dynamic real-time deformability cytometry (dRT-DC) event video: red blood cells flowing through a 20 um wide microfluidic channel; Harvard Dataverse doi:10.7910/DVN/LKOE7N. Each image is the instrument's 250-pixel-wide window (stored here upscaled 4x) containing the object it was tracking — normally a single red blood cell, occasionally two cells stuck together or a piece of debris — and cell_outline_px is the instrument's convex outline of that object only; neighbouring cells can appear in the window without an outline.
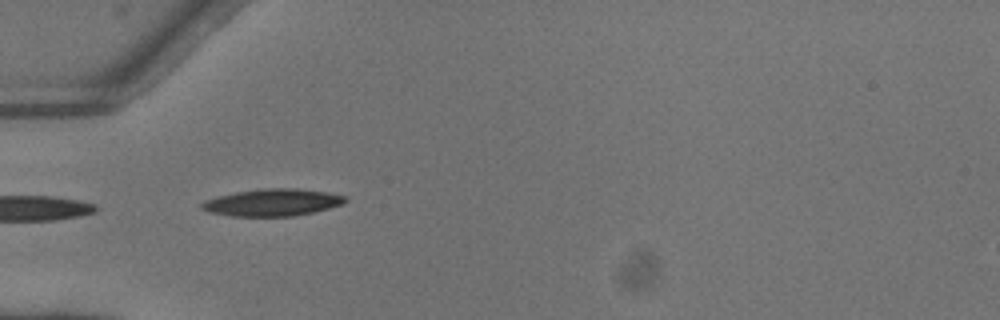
{"species": "common noctule bat (a hibernating species)", "species_latin": "Nyctalus noctula", "temperature_condition": "warm", "stored_images_in_passage": 3, "camera_frame_rate_fps": 3000, "um_per_image_px": 0.085, "animal": {"sex": "female"}, "frame": {"image": 1, "passage_image": 1, "time_ms": 0.0, "image_size_px": [1000, 320], "cell_outline_px": [[348, 200], [344, 204], [296, 216], [232, 216], [208, 212], [200, 208], [200, 204], [204, 200], [236, 192], [264, 188], [296, 188], [324, 192], [344, 196]], "centroid_in_image_um": [23.13, 17.21], "position_along_channel_um": 61.9, "area_um2": 22.54}}